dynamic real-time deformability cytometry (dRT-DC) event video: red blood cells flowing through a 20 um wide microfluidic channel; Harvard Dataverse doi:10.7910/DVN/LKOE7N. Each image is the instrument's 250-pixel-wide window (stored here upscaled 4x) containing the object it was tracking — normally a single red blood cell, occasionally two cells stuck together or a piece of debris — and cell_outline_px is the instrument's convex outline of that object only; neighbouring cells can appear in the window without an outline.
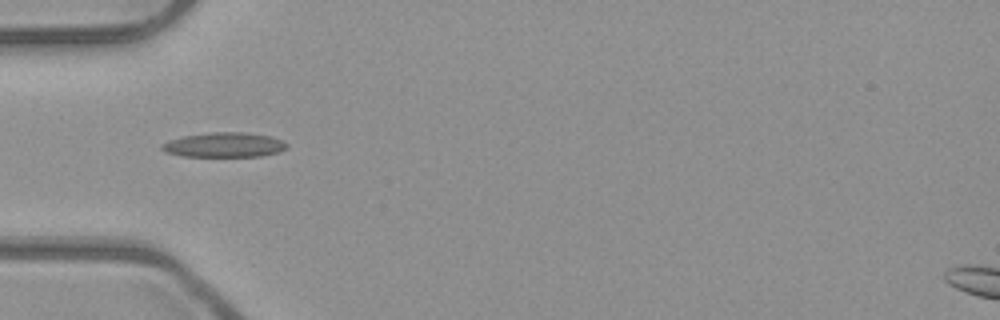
{"species": "common noctule bat (a hibernating species)", "species_latin": "Nyctalus noctula", "temperature_condition": "room temperature", "stored_images_in_passage": 36, "camera_frame_rate_fps": 3000, "um_per_image_px": 0.085, "animal": {"sex": "male", "body_mass_g": 23.1, "forearm_length_mm": 52.7}, "frame": {"image": 1, "passage_image": 1, "time_ms": 0.0, "image_size_px": [1000, 320], "cell_outline_px": [[288, 148], [280, 152], [260, 156], [184, 156], [164, 152], [160, 148], [160, 144], [168, 140], [184, 136], [212, 132], [244, 132], [268, 136], [280, 140], [288, 144]], "centroid_in_image_um": [19.03, 12.32], "position_along_channel_um": 66.0, "area_um2": 17.98}}
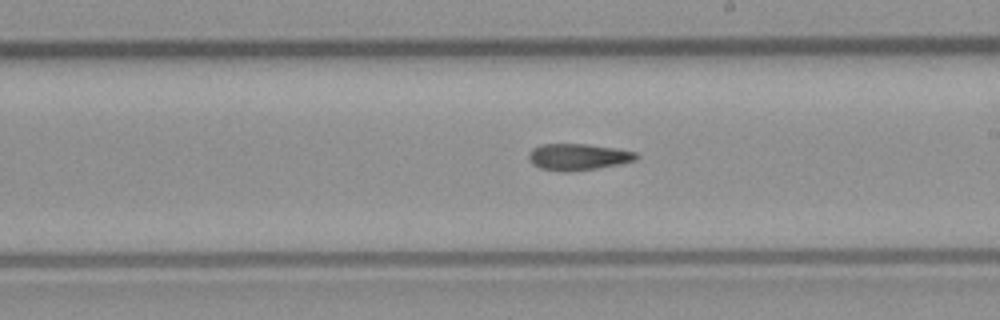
{"frame": {"image": 2, "passage_image": 14, "time_ms": 4.333, "image_size_px": [1000, 320], "cell_outline_px": [[636, 160], [620, 164], [596, 168], [568, 172], [560, 172], [540, 168], [532, 164], [528, 156], [528, 152], [532, 148], [540, 144], [588, 144], [636, 152]], "centroid_in_image_um": [49.07, 13.34], "position_along_channel_um": 239.9, "area_um2": 16.59}}
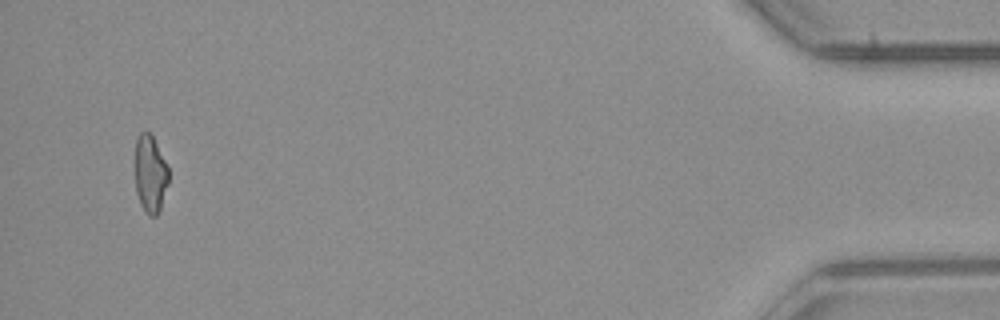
{"frame": {"image": 3, "passage_image": 34, "time_ms": 11.0, "image_size_px": [1000, 320], "cell_outline_px": [[168, 184], [160, 208], [156, 216], [148, 216], [144, 212], [140, 204], [136, 192], [136, 136], [140, 132], [152, 132], [168, 168]], "centroid_in_image_um": [12.77, 14.77], "position_along_channel_um": 422.4, "area_um2": 15.2}, "authors_computed_cell_mechanics": {"area_um2": 16.4152, "velocity_mm_per_s": 3.9989, "shape_relaxation_time_tau1_ms": null, "shape_relaxation_time_tau2_ms": 5.3199, "deformation_change_tau1": null, "deformation_change_tau2": 0.1463}}